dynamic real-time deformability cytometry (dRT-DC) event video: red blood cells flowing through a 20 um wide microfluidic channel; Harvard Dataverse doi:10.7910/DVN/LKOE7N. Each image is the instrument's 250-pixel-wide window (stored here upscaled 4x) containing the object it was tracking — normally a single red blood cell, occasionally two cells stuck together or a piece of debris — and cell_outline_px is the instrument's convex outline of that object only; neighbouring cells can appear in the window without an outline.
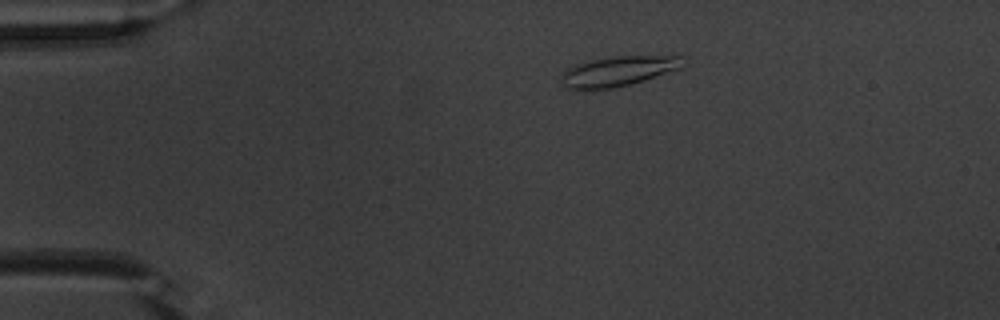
{"species": "common noctule bat (a hibernating species)", "species_latin": "Nyctalus noctula", "temperature_condition": "warm", "stored_images_in_passage": 45, "camera_frame_rate_fps": 3000, "um_per_image_px": 0.085, "animal": {"sex": "male", "body_mass_g": 20.1, "forearm_length_mm": 53.5}, "frame": {"image": 1, "passage_image": 2, "time_ms": 0.333, "image_size_px": [1000, 320], "cell_outline_px": [[688, 60], [684, 68], [644, 80], [612, 88], [568, 88], [564, 84], [560, 72], [576, 64], [592, 60], [616, 56], [680, 56]], "centroid_in_image_um": [52.66, 6.02], "position_along_channel_um": 32.3, "area_um2": 21.04}}
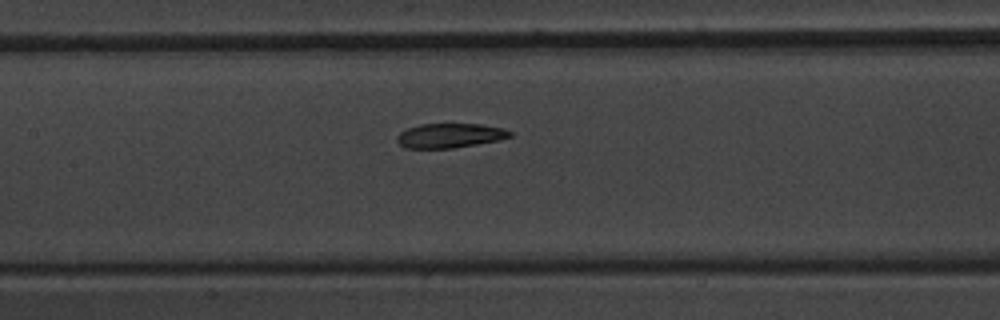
{"frame": {"image": 2, "passage_image": 17, "time_ms": 5.333, "image_size_px": [1000, 320], "cell_outline_px": [[512, 136], [500, 140], [452, 148], [404, 148], [396, 140], [396, 136], [400, 132], [408, 128], [420, 124], [480, 124], [504, 128], [512, 132]], "centroid_in_image_um": [38.24, 11.52], "position_along_channel_um": 169.2, "area_um2": 16.13}}
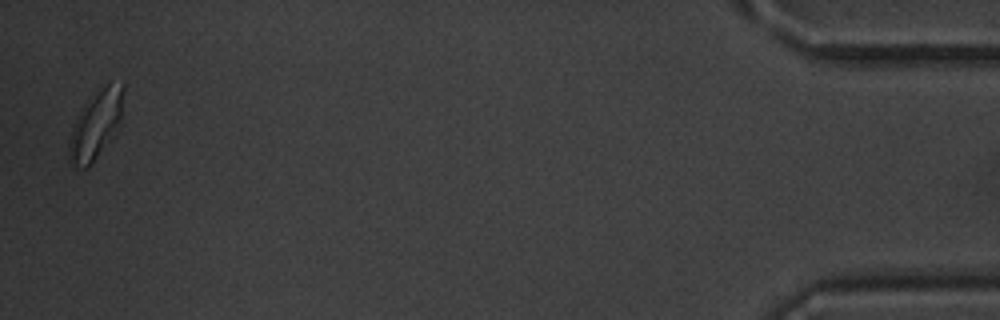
{"frame": {"image": 3, "passage_image": 44, "time_ms": 14.333, "image_size_px": [1000, 320], "cell_outline_px": [[124, 92], [120, 124], [116, 136], [88, 168], [76, 168], [68, 160], [68, 144], [72, 128], [80, 108], [104, 84], [124, 84]], "centroid_in_image_um": [8.15, 10.66], "position_along_channel_um": 427.0, "area_um2": 22.14}, "authors_computed_cell_mechanics": {"area_um2": 17.629, "velocity_mm_per_s": 3.7985, "shape_relaxation_time_tau1_ms": 5.4438, "shape_relaxation_time_tau2_ms": 2.137, "deformation_change_tau1": 0.1554, "deformation_change_tau2": 0.0799}}